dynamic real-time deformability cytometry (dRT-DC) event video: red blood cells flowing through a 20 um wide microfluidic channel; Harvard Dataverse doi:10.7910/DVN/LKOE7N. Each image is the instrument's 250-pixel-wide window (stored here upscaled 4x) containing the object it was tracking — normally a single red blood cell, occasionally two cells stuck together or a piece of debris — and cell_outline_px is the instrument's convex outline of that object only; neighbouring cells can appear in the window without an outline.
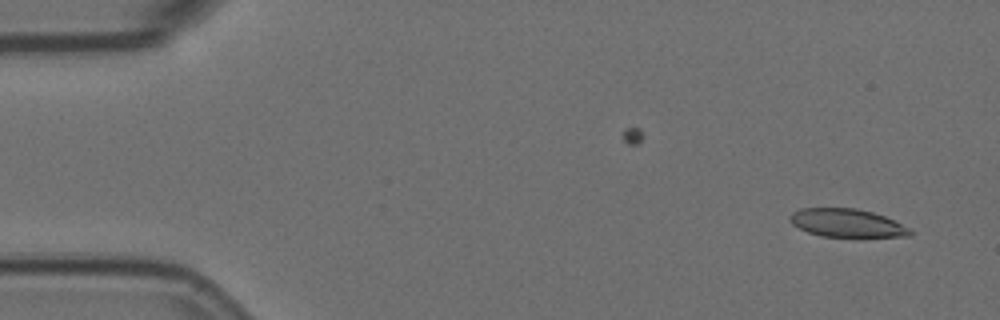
{"species": "Egyptian fruit bat (a non-hibernating species)", "species_latin": "Rousettus aegyptiacus", "temperature_condition": "room temperature", "stored_images_in_passage": 2, "camera_frame_rate_fps": 3000, "um_per_image_px": 0.085, "animal": {"sex": "female"}, "frame": {"image": 1, "passage_image": 2, "time_ms": 0.333, "image_size_px": [1000, 320], "cell_outline_px": [[912, 236], [820, 236], [808, 232], [792, 224], [788, 220], [788, 216], [792, 212], [800, 208], [856, 208], [872, 212], [884, 216], [912, 228]], "centroid_in_image_um": [71.97, 18.94], "position_along_channel_um": 13.0, "area_um2": 19.71}}